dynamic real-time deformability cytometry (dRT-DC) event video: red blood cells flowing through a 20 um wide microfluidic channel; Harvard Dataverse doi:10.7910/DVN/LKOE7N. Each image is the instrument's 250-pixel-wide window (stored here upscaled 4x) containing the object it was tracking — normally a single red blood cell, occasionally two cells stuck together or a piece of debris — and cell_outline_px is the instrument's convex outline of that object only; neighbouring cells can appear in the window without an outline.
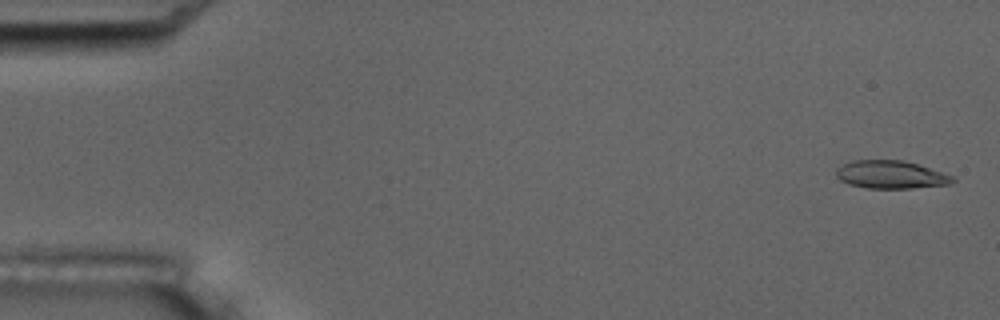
{"species": "common noctule bat (a hibernating species)", "species_latin": "Nyctalus noctula", "temperature_condition": "room temperature", "stored_images_in_passage": 8, "camera_frame_rate_fps": 3000, "um_per_image_px": 0.085, "animal": {"sex": "male", "body_mass_g": 17.5, "forearm_length_mm": 52.3}, "frame": {"image": 1, "passage_image": 1, "time_ms": 0.0, "image_size_px": [1000, 320], "cell_outline_px": [[956, 180], [952, 184], [912, 188], [868, 188], [848, 184], [840, 180], [836, 176], [836, 168], [852, 160], [900, 160], [916, 164], [952, 176]], "centroid_in_image_um": [75.69, 14.85], "position_along_channel_um": 9.3, "area_um2": 18.79}}
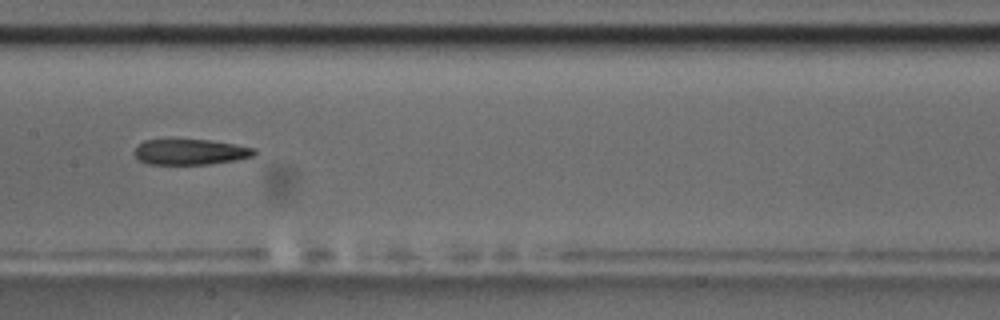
{"frame": {"image": 2, "passage_image": 8, "time_ms": 9.0, "image_size_px": [1000, 320], "cell_outline_px": [[256, 156], [236, 160], [208, 164], [148, 164], [140, 160], [132, 152], [144, 140], [208, 140], [256, 148]], "centroid_in_image_um": [16.2, 12.92], "position_along_channel_um": 191.2, "area_um2": 17.74}}